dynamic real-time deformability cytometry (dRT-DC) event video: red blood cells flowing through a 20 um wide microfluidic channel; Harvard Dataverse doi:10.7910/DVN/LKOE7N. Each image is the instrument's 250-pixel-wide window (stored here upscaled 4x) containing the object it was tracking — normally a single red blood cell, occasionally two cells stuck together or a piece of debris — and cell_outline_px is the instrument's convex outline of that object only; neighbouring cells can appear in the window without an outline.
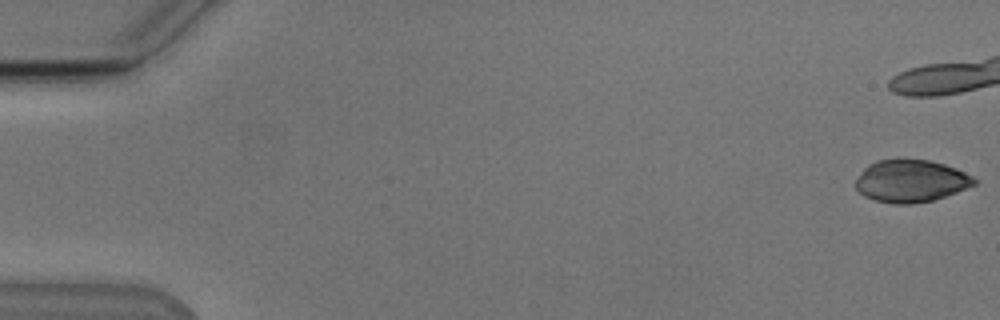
{"species": "Egyptian fruit bat (a non-hibernating species)", "species_latin": "Rousettus aegyptiacus", "temperature_condition": "cold", "stored_images_in_passage": 43, "camera_frame_rate_fps": 3000, "um_per_image_px": 0.085, "animal": {"sex": "male"}, "frame": {"image": 1, "passage_image": 1, "time_ms": 0.0, "image_size_px": [1000, 320], "cell_outline_px": [[980, 180], [976, 184], [956, 192], [932, 200], [912, 204], [892, 204], [876, 200], [864, 196], [856, 188], [856, 180], [864, 168], [868, 164], [876, 160], [900, 156], [928, 160], [944, 164], [956, 168]], "centroid_in_image_um": [77.42, 15.34], "position_along_channel_um": 7.6, "area_um2": 29.82}}
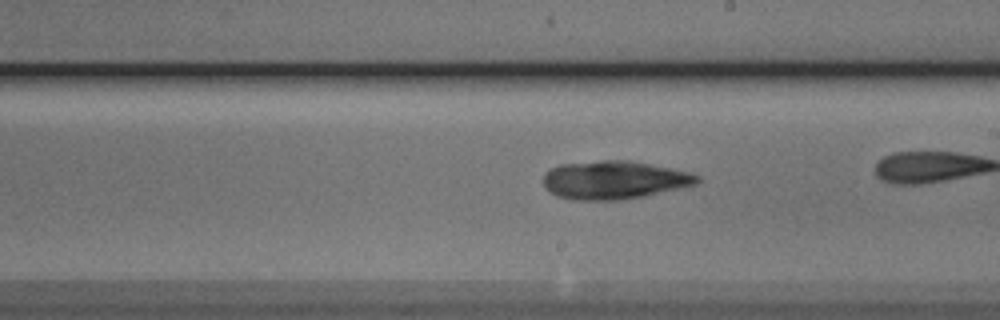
{"frame": {"image": 2, "passage_image": 31, "time_ms": 10.0, "image_size_px": [1000, 320], "cell_outline_px": [[700, 180], [696, 184], [680, 188], [640, 196], [616, 200], [576, 200], [556, 196], [548, 192], [544, 188], [544, 172], [560, 164], [604, 160], [628, 160], [672, 168], [692, 172], [700, 176]], "centroid_in_image_um": [52.18, 15.29], "position_along_channel_um": 236.8, "area_um2": 34.28}}